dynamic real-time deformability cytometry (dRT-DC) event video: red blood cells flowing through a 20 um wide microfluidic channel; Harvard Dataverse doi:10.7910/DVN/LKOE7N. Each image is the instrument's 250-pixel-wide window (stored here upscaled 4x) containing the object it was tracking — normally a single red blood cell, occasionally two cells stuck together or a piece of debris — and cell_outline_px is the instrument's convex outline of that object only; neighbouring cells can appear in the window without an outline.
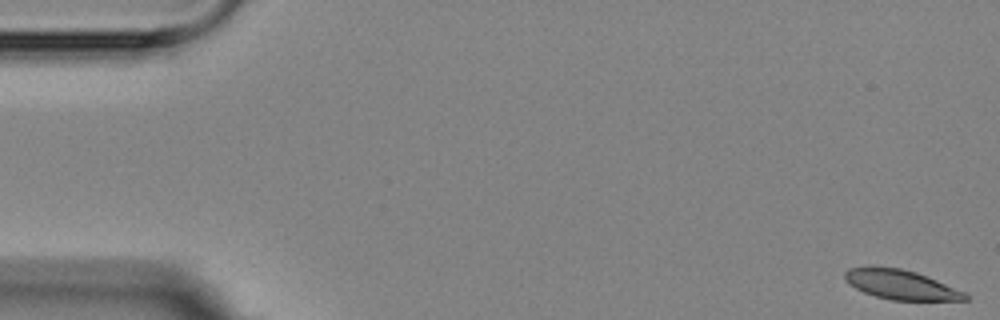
{"species": "Egyptian fruit bat (a non-hibernating species)", "species_latin": "Rousettus aegyptiacus", "temperature_condition": "room temperature", "stored_images_in_passage": 7, "camera_frame_rate_fps": 3000, "um_per_image_px": 0.085, "animal": {"sex": "female"}, "frame": {"image": 1, "passage_image": 1, "time_ms": 0.0, "image_size_px": [1000, 320], "cell_outline_px": [[968, 300], [892, 300], [876, 296], [864, 292], [848, 284], [844, 280], [844, 272], [848, 268], [900, 268], [916, 272], [936, 280], [964, 292], [968, 296]], "centroid_in_image_um": [76.56, 24.21], "position_along_channel_um": 8.4, "area_um2": 20.17}}
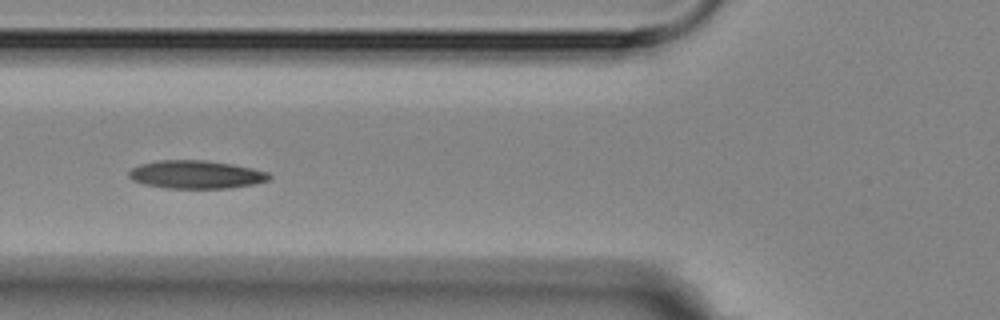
{"frame": {"image": 2, "passage_image": 6, "time_ms": 6.667, "image_size_px": [1000, 320], "cell_outline_px": [[272, 176], [268, 180], [256, 184], [228, 188], [164, 188], [144, 184], [132, 180], [128, 176], [128, 172], [132, 168], [140, 164], [160, 160], [208, 160], [232, 164], [252, 168], [268, 172]], "centroid_in_image_um": [16.67, 14.83], "position_along_channel_um": 109.1, "area_um2": 23.12}}
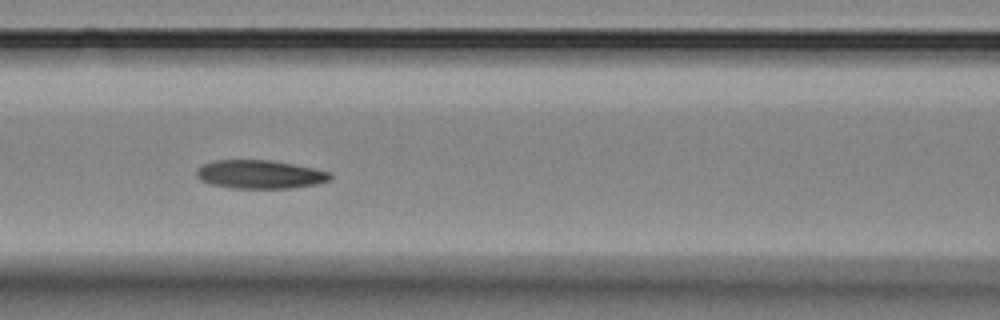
{"frame": {"image": 3, "passage_image": 7, "time_ms": 7.667, "image_size_px": [1000, 320], "cell_outline_px": [[332, 180], [316, 184], [292, 188], [232, 188], [208, 184], [200, 180], [196, 176], [196, 168], [204, 164], [216, 160], [272, 160], [316, 168], [332, 172]], "centroid_in_image_um": [22.12, 14.82], "position_along_channel_um": 144.5, "area_um2": 22.54}}